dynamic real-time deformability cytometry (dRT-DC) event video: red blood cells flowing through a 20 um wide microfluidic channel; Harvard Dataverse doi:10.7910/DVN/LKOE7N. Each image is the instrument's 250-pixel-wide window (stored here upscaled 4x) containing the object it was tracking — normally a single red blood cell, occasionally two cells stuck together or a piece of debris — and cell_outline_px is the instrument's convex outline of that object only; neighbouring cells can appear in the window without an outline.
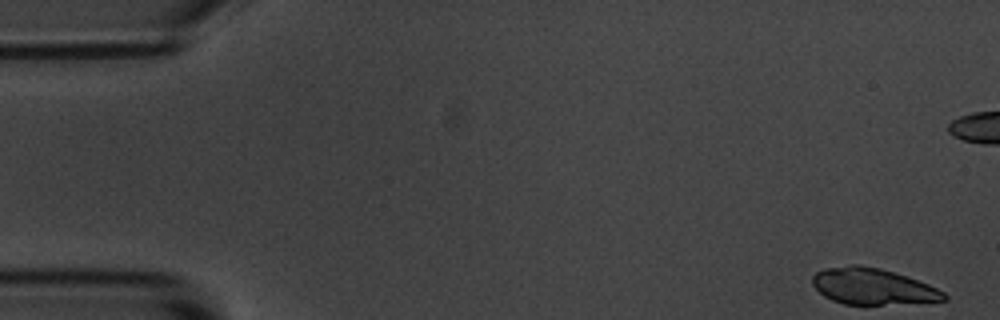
{"species": "common noctule bat (a hibernating species)", "species_latin": "Nyctalus noctula", "temperature_condition": "room temperature", "stored_images_in_passage": 4, "camera_frame_rate_fps": 3000, "um_per_image_px": 0.085, "animal": {"sex": "male", "body_mass_g": 20.1, "forearm_length_mm": 53.5}, "frame": {"image": 1, "passage_image": 1, "time_ms": 0.0, "image_size_px": [1000, 320], "cell_outline_px": [[948, 300], [884, 304], [844, 304], [832, 300], [824, 296], [812, 284], [812, 276], [816, 272], [824, 268], [848, 264], [860, 264], [880, 268], [928, 284], [944, 292], [948, 296]], "centroid_in_image_um": [74.13, 24.33], "position_along_channel_um": 10.9, "area_um2": 27.57}}